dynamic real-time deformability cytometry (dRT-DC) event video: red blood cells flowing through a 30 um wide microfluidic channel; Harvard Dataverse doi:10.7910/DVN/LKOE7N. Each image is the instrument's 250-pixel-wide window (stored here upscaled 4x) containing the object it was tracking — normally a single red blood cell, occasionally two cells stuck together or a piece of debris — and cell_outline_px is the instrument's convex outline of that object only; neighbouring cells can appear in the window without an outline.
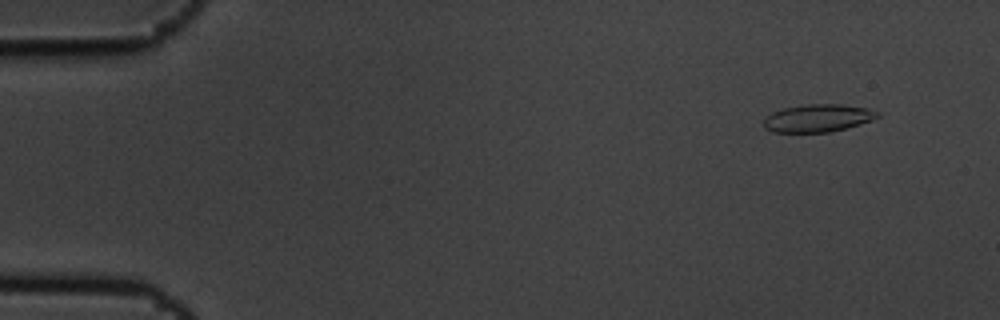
{"species": "common noctule bat (a hibernating species)", "species_latin": "Nyctalus noctula", "temperature_condition": "cold", "stored_images_in_passage": 6, "camera_frame_rate_fps": 3000, "um_per_image_px": 0.085, "animal": {"sex": "male", "body_mass_g": 19.5, "forearm_length_mm": 54.6}, "frame": {"image": 1, "passage_image": 2, "time_ms": 0.333, "image_size_px": [1000, 320], "cell_outline_px": [[880, 116], [872, 120], [860, 124], [828, 132], [772, 132], [764, 128], [764, 116], [772, 112], [784, 108], [804, 104], [840, 104], [868, 108], [880, 112]], "centroid_in_image_um": [69.5, 10.03], "position_along_channel_um": 15.5, "area_um2": 18.44}}
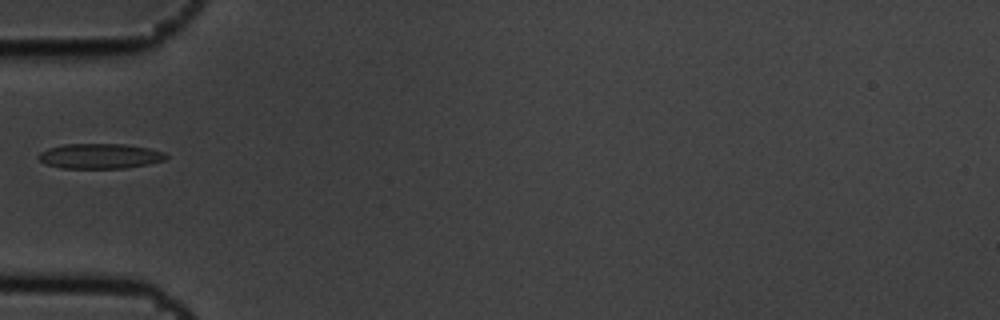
{"frame": {"image": 2, "passage_image": 6, "time_ms": 1.667, "image_size_px": [1000, 320], "cell_outline_px": [[168, 156], [164, 160], [148, 164], [124, 168], [60, 168], [44, 164], [36, 156], [40, 152], [48, 148], [64, 144], [128, 144], [148, 148], [164, 152]], "centroid_in_image_um": [8.46, 13.26], "position_along_channel_um": 76.5, "area_um2": 18.73}}